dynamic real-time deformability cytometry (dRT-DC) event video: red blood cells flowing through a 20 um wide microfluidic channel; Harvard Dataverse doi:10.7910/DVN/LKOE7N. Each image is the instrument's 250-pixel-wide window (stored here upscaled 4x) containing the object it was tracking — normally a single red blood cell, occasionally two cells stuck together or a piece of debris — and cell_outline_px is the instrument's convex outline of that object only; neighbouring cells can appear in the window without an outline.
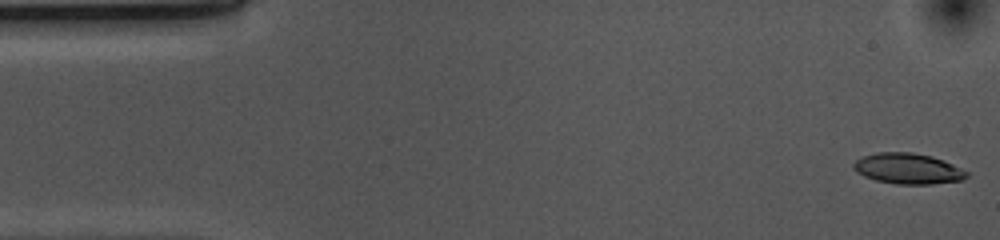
{"species": "common noctule bat (a hibernating species)", "species_latin": "Nyctalus noctula", "temperature_condition": "cold", "stored_images_in_passage": 53, "camera_frame_rate_fps": 3000, "um_per_image_px": 0.085, "animal": {"sex": "female", "body_mass_g": 10.0, "forearm_length_mm": 53.1}, "frame": {"image": 1, "passage_image": 1, "time_ms": 0.0, "image_size_px": [1000, 240], "cell_outline_px": [[968, 176], [960, 180], [932, 184], [896, 184], [876, 180], [864, 176], [856, 172], [852, 168], [852, 164], [856, 160], [864, 156], [876, 152], [912, 152], [932, 156], [944, 160], [968, 172]], "centroid_in_image_um": [77.15, 14.32], "position_along_channel_um": 7.9, "area_um2": 20.23}}
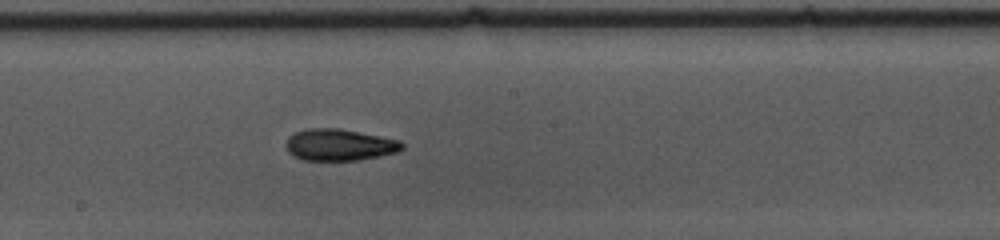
{"frame": {"image": 2, "passage_image": 27, "time_ms": 8.667, "image_size_px": [1000, 240], "cell_outline_px": [[404, 148], [396, 152], [360, 160], [304, 160], [288, 152], [288, 136], [296, 132], [308, 128], [340, 128], [400, 140], [404, 144]], "centroid_in_image_um": [28.89, 12.3], "position_along_channel_um": 219.3, "area_um2": 21.21}}
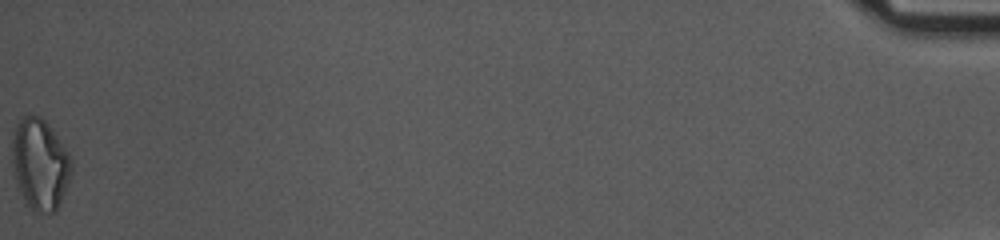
{"frame": {"image": 3, "passage_image": 53, "time_ms": 17.333, "image_size_px": [1000, 240], "cell_outline_px": [[72, 172], [68, 184], [60, 204], [56, 212], [36, 212], [28, 204], [16, 180], [12, 164], [12, 132], [20, 116], [40, 116], [48, 124], [68, 152], [72, 160]], "centroid_in_image_um": [3.41, 13.92], "position_along_channel_um": 431.8, "area_um2": 31.33}, "authors_computed_cell_mechanics": {"area_um2": 21.0392, "velocity_mm_per_s": 3.7017, "shape_relaxation_time_tau1_ms": 6.9103, "shape_relaxation_time_tau2_ms": 6.973, "deformation_change_tau1": 0.1671, "deformation_change_tau2": 0.1591}}